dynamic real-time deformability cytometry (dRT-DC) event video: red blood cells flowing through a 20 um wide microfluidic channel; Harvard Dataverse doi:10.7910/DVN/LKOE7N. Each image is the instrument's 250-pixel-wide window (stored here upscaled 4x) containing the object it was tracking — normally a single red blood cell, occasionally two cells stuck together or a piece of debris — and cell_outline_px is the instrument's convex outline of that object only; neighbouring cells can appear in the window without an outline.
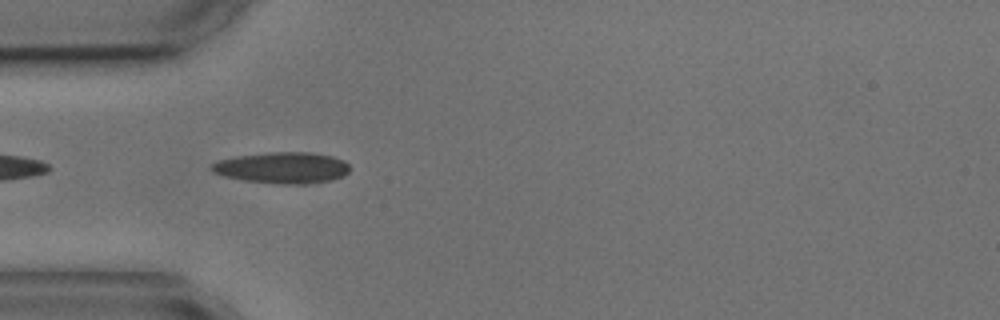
{"species": "common noctule bat (a hibernating species)", "species_latin": "Nyctalus noctula", "temperature_condition": "cold", "stored_images_in_passage": 6, "camera_frame_rate_fps": 3000, "um_per_image_px": 0.085, "animal": {"sex": "male", "body_mass_g": 17.9, "forearm_length_mm": 54.2}, "frame": {"image": 1, "passage_image": 5, "time_ms": 5.0, "image_size_px": [1000, 320], "cell_outline_px": [[348, 172], [344, 176], [332, 180], [308, 184], [280, 184], [244, 180], [224, 176], [216, 172], [212, 168], [212, 164], [220, 160], [236, 156], [268, 152], [312, 152], [332, 156], [344, 160], [348, 164]], "centroid_in_image_um": [24.06, 14.25], "position_along_channel_um": 60.9, "area_um2": 25.09}}